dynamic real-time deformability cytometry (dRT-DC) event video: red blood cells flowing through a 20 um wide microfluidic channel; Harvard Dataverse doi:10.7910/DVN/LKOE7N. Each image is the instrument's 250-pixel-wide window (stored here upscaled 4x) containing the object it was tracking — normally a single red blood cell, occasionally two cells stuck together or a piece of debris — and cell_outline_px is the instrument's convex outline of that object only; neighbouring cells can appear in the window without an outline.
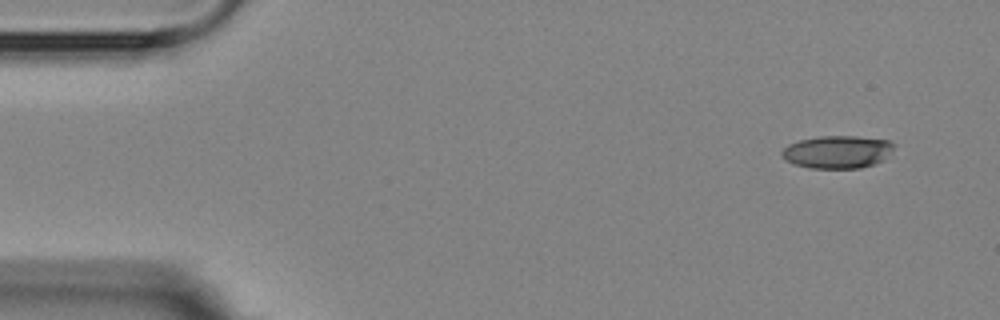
{"species": "Egyptian fruit bat (a non-hibernating species)", "species_latin": "Rousettus aegyptiacus", "temperature_condition": "room temperature", "stored_images_in_passage": 4, "camera_frame_rate_fps": 3000, "um_per_image_px": 0.085, "animal": {"sex": "female"}, "frame": {"image": 1, "passage_image": 1, "time_ms": 0.0, "image_size_px": [1000, 320], "cell_outline_px": [[896, 144], [892, 152], [880, 160], [872, 164], [860, 168], [808, 168], [784, 160], [780, 152], [788, 144], [800, 140], [820, 136], [856, 136], [888, 140]], "centroid_in_image_um": [71.16, 12.9], "position_along_channel_um": 13.8, "area_um2": 21.33}}